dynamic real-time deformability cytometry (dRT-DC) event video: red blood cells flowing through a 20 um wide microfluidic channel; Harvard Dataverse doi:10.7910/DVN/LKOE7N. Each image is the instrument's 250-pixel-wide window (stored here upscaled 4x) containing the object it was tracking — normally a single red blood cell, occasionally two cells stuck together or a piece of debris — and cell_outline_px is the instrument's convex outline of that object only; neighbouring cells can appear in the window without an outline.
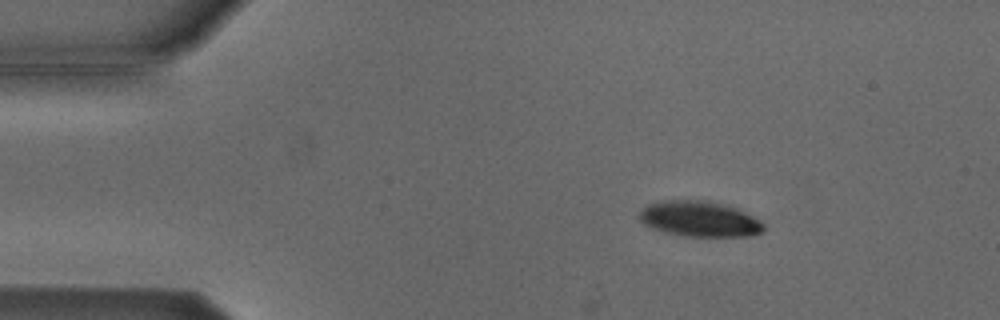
{"species": "Egyptian fruit bat (a non-hibernating species)", "species_latin": "Rousettus aegyptiacus", "temperature_condition": "cold", "stored_images_in_passage": 5, "camera_frame_rate_fps": 3000, "um_per_image_px": 0.085, "animal": {"sex": "male"}, "frame": {"image": 1, "passage_image": 3, "time_ms": 2.333, "image_size_px": [1000, 320], "cell_outline_px": [[764, 232], [752, 236], [684, 236], [664, 232], [652, 228], [644, 224], [640, 220], [640, 212], [648, 204], [656, 200], [708, 200], [728, 204], [740, 208], [760, 220], [764, 224]], "centroid_in_image_um": [59.51, 18.59], "position_along_channel_um": 25.5, "area_um2": 26.24}}